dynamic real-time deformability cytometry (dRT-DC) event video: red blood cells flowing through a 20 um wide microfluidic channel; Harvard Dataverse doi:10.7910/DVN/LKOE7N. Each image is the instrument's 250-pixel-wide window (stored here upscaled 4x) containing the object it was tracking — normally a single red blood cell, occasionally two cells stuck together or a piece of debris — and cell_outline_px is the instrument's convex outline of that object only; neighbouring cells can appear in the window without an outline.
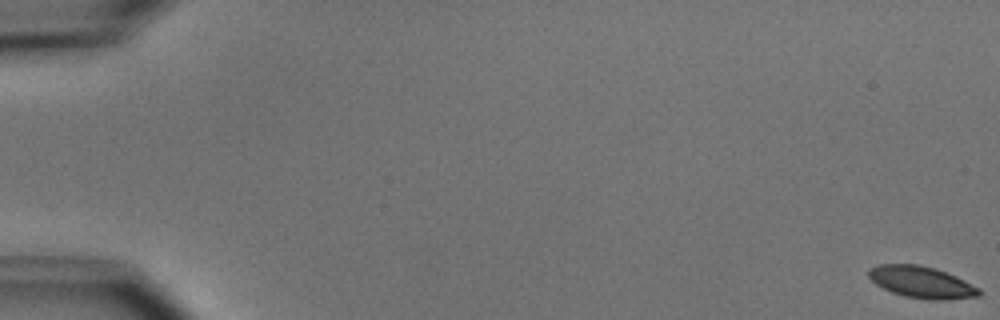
{"species": "common noctule bat (a hibernating species)", "species_latin": "Nyctalus noctula", "temperature_condition": "cold", "stored_images_in_passage": 13, "camera_frame_rate_fps": 3000, "um_per_image_px": 0.085, "animal": {"sex": "male", "body_mass_g": 15.6}, "frame": {"image": 1, "passage_image": 1, "time_ms": 0.0, "image_size_px": [1000, 320], "cell_outline_px": [[984, 292], [980, 296], [944, 300], [928, 300], [904, 296], [892, 292], [876, 284], [868, 276], [868, 268], [880, 264], [916, 264], [936, 268], [980, 288]], "centroid_in_image_um": [78.34, 23.99], "position_along_channel_um": 6.7, "area_um2": 20.4}}